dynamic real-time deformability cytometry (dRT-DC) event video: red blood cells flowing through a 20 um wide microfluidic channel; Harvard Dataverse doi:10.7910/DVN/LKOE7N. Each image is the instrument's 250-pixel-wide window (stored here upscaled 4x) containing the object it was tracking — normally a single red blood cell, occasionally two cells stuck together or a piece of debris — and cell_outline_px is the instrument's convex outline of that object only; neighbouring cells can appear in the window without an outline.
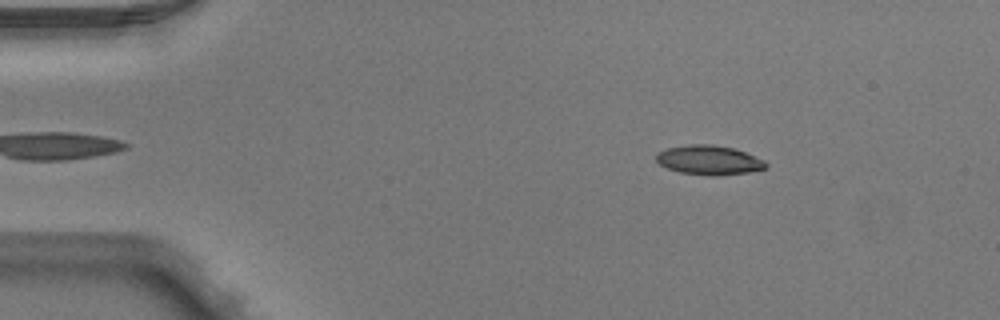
{"species": "Egyptian fruit bat (a non-hibernating species)", "species_latin": "Rousettus aegyptiacus", "temperature_condition": "warm", "stored_images_in_passage": 4, "camera_frame_rate_fps": 3000, "um_per_image_px": 0.085, "animal": {"sex": "male"}, "frame": {"image": 1, "passage_image": 1, "time_ms": 0.0, "image_size_px": [1000, 320], "cell_outline_px": [[768, 168], [748, 172], [716, 176], [712, 176], [680, 172], [668, 168], [660, 164], [656, 160], [656, 156], [660, 152], [668, 148], [688, 144], [712, 144], [736, 148], [764, 160], [768, 164]], "centroid_in_image_um": [60.31, 13.6], "position_along_channel_um": 24.7, "area_um2": 18.79}}
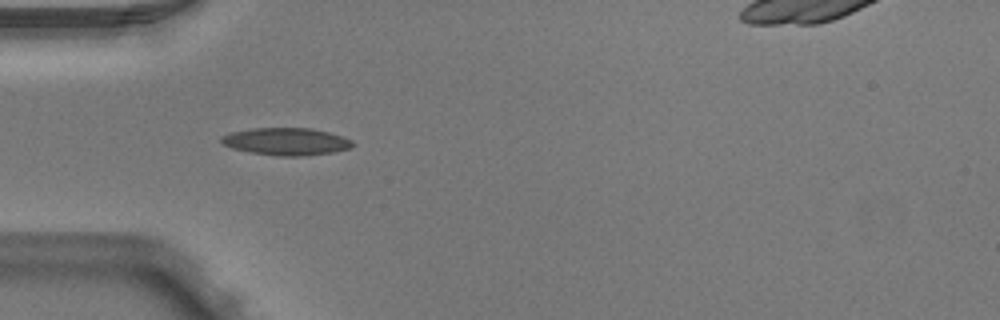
{"frame": {"image": 2, "passage_image": 3, "time_ms": 0.667, "image_size_px": [1000, 320], "cell_outline_px": [[356, 144], [352, 148], [332, 152], [300, 156], [276, 156], [252, 152], [232, 148], [224, 144], [220, 140], [220, 136], [232, 132], [252, 128], [312, 128], [344, 136], [352, 140]], "centroid_in_image_um": [24.37, 12.02], "position_along_channel_um": 60.6, "area_um2": 20.98}}
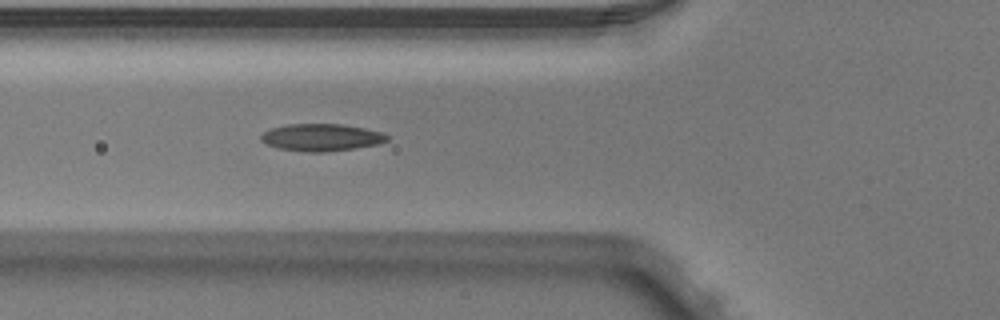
{"frame": {"image": 3, "passage_image": 4, "time_ms": 1.0, "image_size_px": [1000, 320], "cell_outline_px": [[388, 140], [376, 144], [356, 148], [324, 152], [308, 152], [280, 148], [268, 144], [260, 140], [260, 136], [264, 132], [272, 128], [288, 124], [344, 124], [364, 128], [380, 132], [388, 136]], "centroid_in_image_um": [27.31, 11.67], "position_along_channel_um": 98.5, "area_um2": 19.77}}